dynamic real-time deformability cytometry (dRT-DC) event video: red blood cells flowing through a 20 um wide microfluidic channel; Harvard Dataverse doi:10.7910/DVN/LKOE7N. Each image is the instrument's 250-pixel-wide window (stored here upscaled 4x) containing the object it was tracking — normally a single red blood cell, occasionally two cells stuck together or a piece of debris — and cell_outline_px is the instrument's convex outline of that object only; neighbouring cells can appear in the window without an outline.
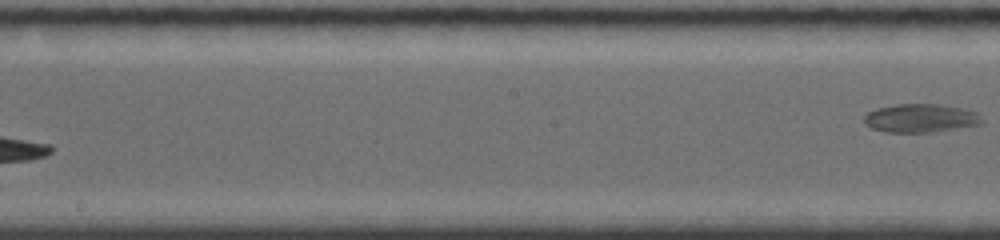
{"species": "common noctule bat (a hibernating species)", "species_latin": "Nyctalus noctula", "temperature_condition": "room temperature", "stored_images_in_passage": 8, "segment_of_instrument_passage": [2, 2], "camera_frame_rate_fps": 4000, "um_per_image_px": 0.085, "animal": {"sex": "female", "body_mass_g": 19.0, "forearm_length_mm": 56.7}, "frame": {"image": 1, "passage_image": 8, "time_ms": 6.25, "image_size_px": [1000, 240], "cell_outline_px": [[984, 120], [980, 124], [936, 132], [884, 132], [872, 128], [864, 124], [864, 116], [868, 112], [876, 108], [896, 104], [936, 104], [960, 108], [976, 112]], "centroid_in_image_um": [78.22, 10.05], "position_along_channel_um": 170.0, "area_um2": 19.54}}